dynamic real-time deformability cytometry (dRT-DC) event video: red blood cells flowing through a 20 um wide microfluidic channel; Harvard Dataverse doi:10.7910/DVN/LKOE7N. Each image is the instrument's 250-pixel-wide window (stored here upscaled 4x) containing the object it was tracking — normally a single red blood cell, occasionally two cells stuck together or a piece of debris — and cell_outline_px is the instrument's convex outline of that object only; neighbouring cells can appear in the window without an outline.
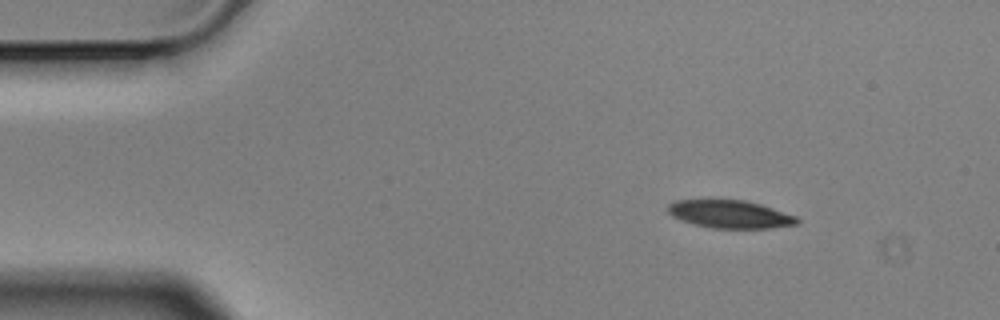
{"species": "Egyptian fruit bat (a non-hibernating species)", "species_latin": "Rousettus aegyptiacus", "temperature_condition": "cold", "stored_images_in_passage": 4, "segment_of_instrument_passage": [1, 2], "camera_frame_rate_fps": 3000, "um_per_image_px": 0.085, "animal": {"sex": "male"}, "frame": {"image": 1, "passage_image": 1, "time_ms": 0.0, "image_size_px": [1000, 320], "cell_outline_px": [[800, 224], [772, 228], [712, 228], [692, 224], [680, 220], [672, 216], [668, 212], [668, 204], [676, 200], [708, 196], [712, 196], [744, 200], [760, 204], [796, 216], [800, 220]], "centroid_in_image_um": [61.98, 18.15], "position_along_channel_um": 23.0, "area_um2": 22.08}}